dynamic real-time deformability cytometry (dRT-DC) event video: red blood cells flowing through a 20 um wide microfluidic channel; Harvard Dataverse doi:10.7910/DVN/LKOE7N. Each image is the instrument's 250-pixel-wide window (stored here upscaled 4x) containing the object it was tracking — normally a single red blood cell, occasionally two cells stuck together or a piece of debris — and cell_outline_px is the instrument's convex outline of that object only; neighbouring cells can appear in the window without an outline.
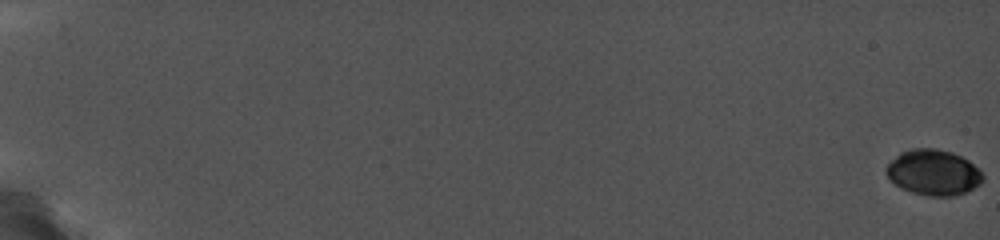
{"species": "common noctule bat (a hibernating species)", "species_latin": "Nyctalus noctula", "temperature_condition": "cold", "stored_images_in_passage": 63, "camera_frame_rate_fps": 5000, "um_per_image_px": 0.085, "animal": {"sex": "female", "body_mass_g": 19.0, "forearm_length_mm": 56.7}, "frame": {"image": 1, "passage_image": 1, "time_ms": 0.0, "image_size_px": [1000, 240], "cell_outline_px": [[980, 180], [972, 188], [964, 192], [952, 196], [928, 196], [912, 192], [900, 188], [888, 176], [888, 164], [900, 152], [912, 148], [936, 148], [952, 152], [968, 160], [980, 172]], "centroid_in_image_um": [79.29, 14.64], "position_along_channel_um": 5.7, "area_um2": 24.97}}
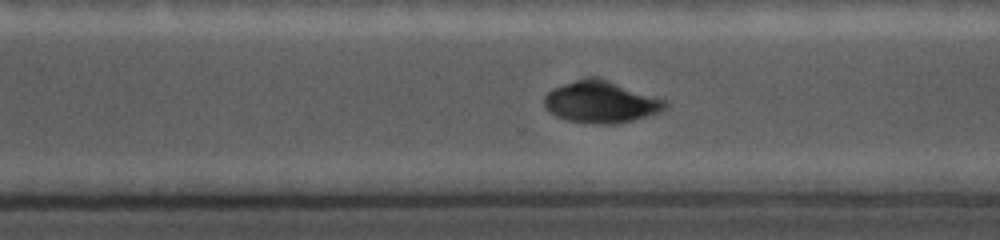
{"frame": {"image": 2, "passage_image": 51, "time_ms": 14.6, "image_size_px": [1000, 240], "cell_outline_px": [[668, 104], [660, 112], [648, 116], [620, 124], [592, 124], [564, 120], [548, 112], [544, 104], [544, 96], [548, 92], [556, 88], [588, 76], [596, 76], [664, 100]], "centroid_in_image_um": [51.05, 8.7], "position_along_channel_um": 319.5, "area_um2": 29.25}}
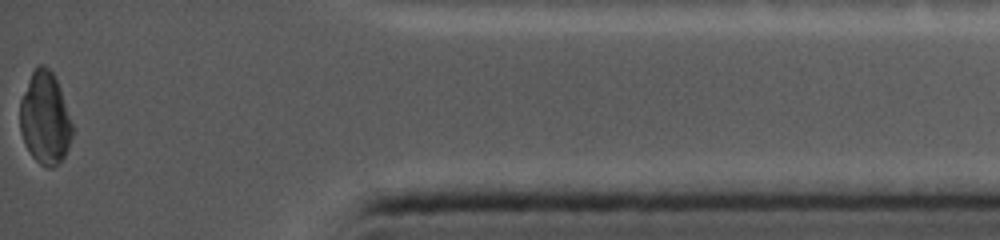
{"frame": {"image": 3, "passage_image": 63, "time_ms": 18.2, "image_size_px": [1000, 240], "cell_outline_px": [[72, 136], [68, 148], [60, 164], [52, 168], [48, 168], [40, 164], [32, 156], [24, 144], [20, 132], [20, 100], [32, 72], [36, 68], [48, 68], [52, 72], [56, 80], [72, 124]], "centroid_in_image_um": [3.81, 10.14], "position_along_channel_um": 431.4, "area_um2": 27.69}, "authors_computed_cell_mechanics": {"area_um2": 28.2642, "velocity_mm_per_s": 3.7372, "shape_relaxation_time_tau1_ms": null, "shape_relaxation_time_tau2_ms": 2.0268, "deformation_change_tau1": null, "deformation_change_tau2": 0.0288}}